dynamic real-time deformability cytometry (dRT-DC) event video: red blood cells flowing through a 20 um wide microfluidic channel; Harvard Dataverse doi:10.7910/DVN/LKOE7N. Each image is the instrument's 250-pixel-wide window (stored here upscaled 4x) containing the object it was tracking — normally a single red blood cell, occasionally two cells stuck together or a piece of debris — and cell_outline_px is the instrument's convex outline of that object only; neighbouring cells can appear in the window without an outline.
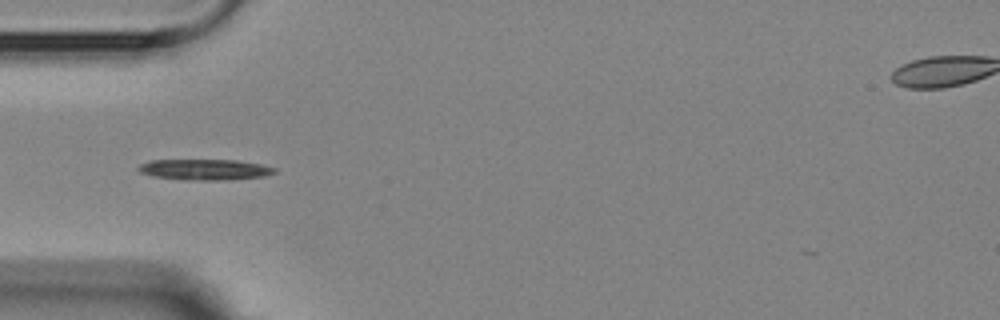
{"species": "Egyptian fruit bat (a non-hibernating species)", "species_latin": "Rousettus aegyptiacus", "temperature_condition": "room temperature", "stored_images_in_passage": 13, "camera_frame_rate_fps": 3000, "um_per_image_px": 0.085, "animal": {"sex": "female"}, "frame": {"image": 1, "passage_image": 2, "time_ms": 1.333, "image_size_px": [1000, 320], "cell_outline_px": [[276, 172], [264, 176], [216, 180], [200, 180], [152, 176], [140, 172], [136, 168], [140, 164], [152, 160], [236, 160], [260, 164], [276, 168]], "centroid_in_image_um": [17.39, 14.4], "position_along_channel_um": 67.6, "area_um2": 16.13}}
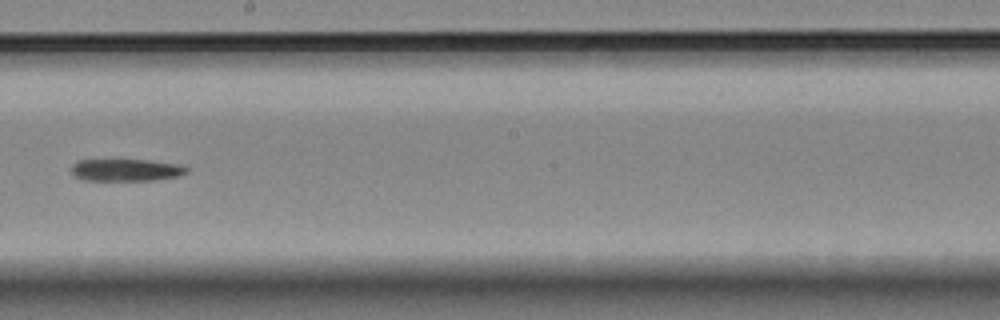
{"frame": {"image": 2, "passage_image": 6, "time_ms": 6.0, "image_size_px": [1000, 320], "cell_outline_px": [[188, 172], [180, 176], [156, 180], [80, 180], [72, 172], [72, 164], [76, 160], [148, 160], [180, 164], [188, 168]], "centroid_in_image_um": [10.74, 14.45], "position_along_channel_um": 237.5, "area_um2": 14.97}}
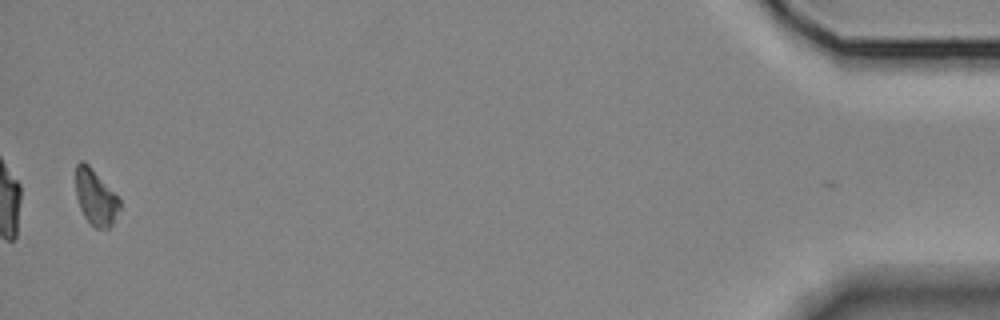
{"frame": {"image": 3, "passage_image": 12, "time_ms": 13.667, "image_size_px": [1000, 320], "cell_outline_px": [[120, 208], [112, 224], [108, 228], [96, 228], [84, 216], [80, 208], [76, 196], [76, 164], [80, 160], [84, 160], [88, 164], [120, 200]], "centroid_in_image_um": [8.1, 16.76], "position_along_channel_um": 427.1, "area_um2": 13.93}, "authors_computed_cell_mechanics": {"area_um2": 15.6638, "velocity_mm_per_s": 3.633, "shape_relaxation_time_tau1_ms": 5.3031, "shape_relaxation_time_tau2_ms": null, "deformation_change_tau1": 0.0875, "deformation_change_tau2": null}}